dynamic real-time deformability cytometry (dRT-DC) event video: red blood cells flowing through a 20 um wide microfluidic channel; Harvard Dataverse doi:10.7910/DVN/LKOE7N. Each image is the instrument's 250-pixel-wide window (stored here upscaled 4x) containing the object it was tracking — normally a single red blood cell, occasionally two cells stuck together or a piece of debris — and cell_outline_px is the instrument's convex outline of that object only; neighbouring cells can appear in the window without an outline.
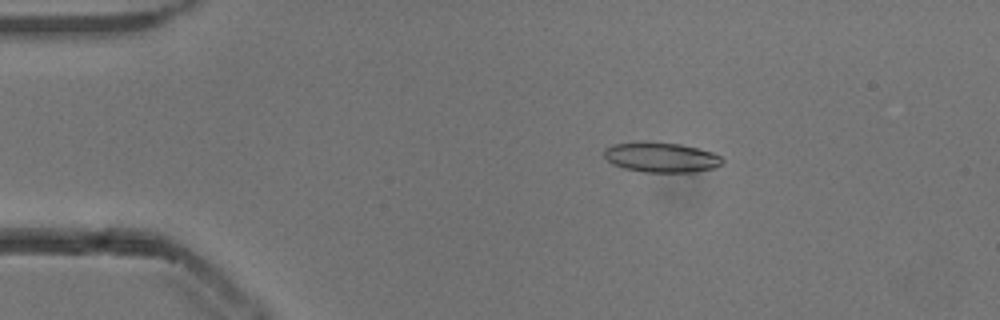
{"species": "common noctule bat (a hibernating species)", "species_latin": "Nyctalus noctula", "temperature_condition": "cold", "stored_images_in_passage": 16, "camera_frame_rate_fps": 3000, "um_per_image_px": 0.085, "animal": {"sex": "male", "body_mass_g": 13.3}, "frame": {"image": 1, "passage_image": 10, "time_ms": 3.0, "image_size_px": [1000, 320], "cell_outline_px": [[724, 164], [716, 168], [692, 172], [644, 172], [624, 168], [612, 164], [604, 156], [604, 148], [612, 144], [644, 140], [648, 140], [680, 144], [712, 152], [720, 156], [724, 160]], "centroid_in_image_um": [56.19, 13.35], "position_along_channel_um": 28.8, "area_um2": 21.1}}